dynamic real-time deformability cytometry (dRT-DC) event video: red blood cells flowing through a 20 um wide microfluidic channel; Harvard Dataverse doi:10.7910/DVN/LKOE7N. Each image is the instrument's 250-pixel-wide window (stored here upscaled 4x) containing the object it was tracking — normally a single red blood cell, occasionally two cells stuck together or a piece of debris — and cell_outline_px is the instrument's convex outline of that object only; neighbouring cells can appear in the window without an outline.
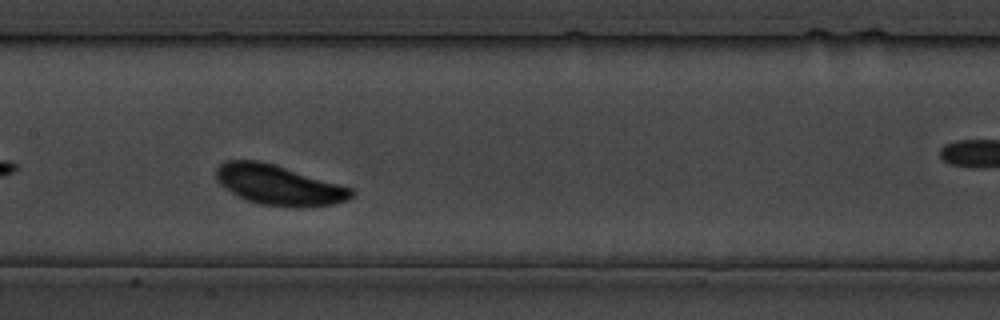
{"species": "common noctule bat (a hibernating species)", "species_latin": "Nyctalus noctula", "temperature_condition": "cold", "stored_images_in_passage": 19, "camera_frame_rate_fps": 3000, "um_per_image_px": 0.085, "animal": {"sex": "male", "body_mass_g": 19.5, "forearm_length_mm": 54.6}, "frame": {"image": 1, "passage_image": 9, "time_ms": 10.0, "image_size_px": [1000, 320], "cell_outline_px": [[356, 192], [348, 200], [332, 204], [296, 208], [260, 204], [248, 200], [224, 188], [216, 180], [216, 168], [224, 160], [256, 160], [276, 164], [352, 188]], "centroid_in_image_um": [23.7, 15.72], "position_along_channel_um": 183.7, "area_um2": 31.62}}
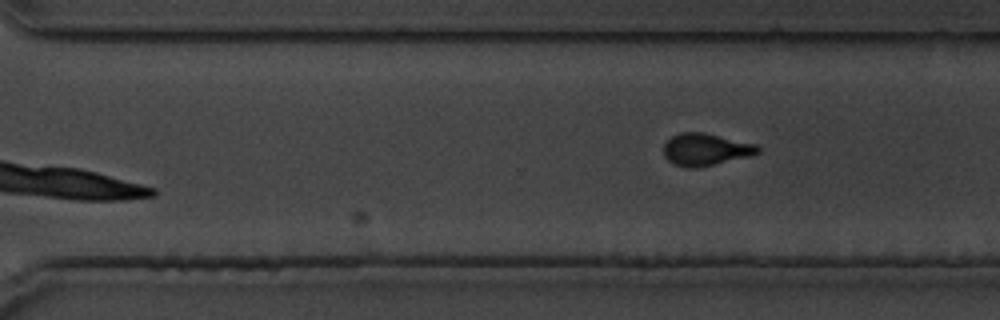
{"frame": {"image": 2, "passage_image": 19, "time_ms": 22.333, "image_size_px": [1000, 320], "cell_outline_px": [[760, 152], [752, 156], [700, 168], [688, 168], [672, 164], [664, 156], [664, 144], [672, 136], [680, 132], [704, 132], [756, 144], [760, 148]], "centroid_in_image_um": [59.99, 12.72], "position_along_channel_um": 310.6, "area_um2": 17.98}}